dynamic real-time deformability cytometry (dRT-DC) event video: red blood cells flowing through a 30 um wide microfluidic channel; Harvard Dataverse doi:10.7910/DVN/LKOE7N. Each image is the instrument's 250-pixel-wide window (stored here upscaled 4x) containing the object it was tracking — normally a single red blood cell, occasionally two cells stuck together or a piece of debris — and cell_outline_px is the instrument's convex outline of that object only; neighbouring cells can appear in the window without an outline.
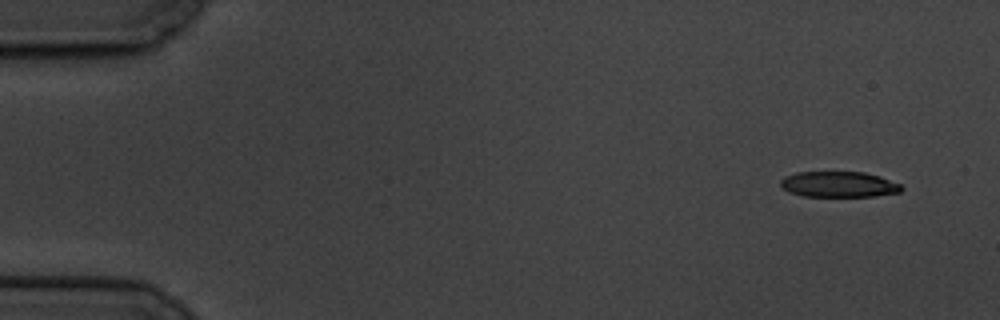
{"species": "common noctule bat (a hibernating species)", "species_latin": "Nyctalus noctula", "temperature_condition": "cold", "stored_images_in_passage": 4, "camera_frame_rate_fps": 3000, "um_per_image_px": 0.085, "animal": {"sex": "male", "body_mass_g": 19.5, "forearm_length_mm": 54.6}, "frame": {"image": 1, "passage_image": 1, "time_ms": 0.0, "image_size_px": [1000, 320], "cell_outline_px": [[904, 188], [900, 192], [876, 196], [804, 196], [788, 192], [780, 184], [780, 180], [784, 176], [796, 172], [864, 172], [880, 176], [900, 184]], "centroid_in_image_um": [71.29, 15.67], "position_along_channel_um": 13.7, "area_um2": 18.15}}
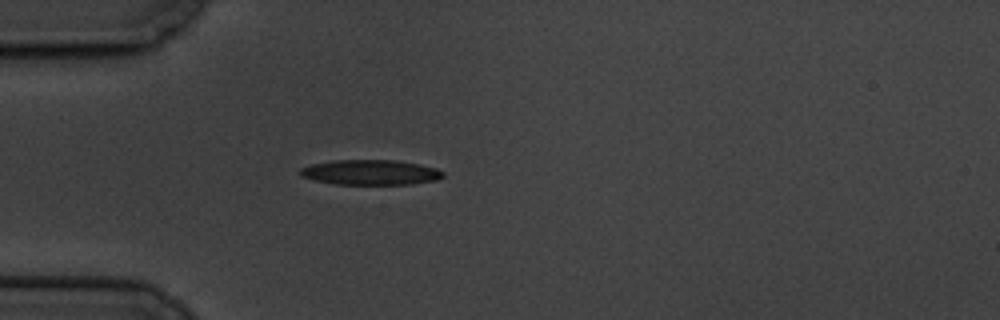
{"frame": {"image": 2, "passage_image": 4, "time_ms": 4.333, "image_size_px": [1000, 320], "cell_outline_px": [[444, 176], [436, 180], [412, 184], [336, 184], [316, 180], [300, 176], [300, 168], [308, 164], [332, 160], [396, 160], [420, 164], [436, 168], [444, 172]], "centroid_in_image_um": [31.48, 14.64], "position_along_channel_um": 53.5, "area_um2": 20.98}}